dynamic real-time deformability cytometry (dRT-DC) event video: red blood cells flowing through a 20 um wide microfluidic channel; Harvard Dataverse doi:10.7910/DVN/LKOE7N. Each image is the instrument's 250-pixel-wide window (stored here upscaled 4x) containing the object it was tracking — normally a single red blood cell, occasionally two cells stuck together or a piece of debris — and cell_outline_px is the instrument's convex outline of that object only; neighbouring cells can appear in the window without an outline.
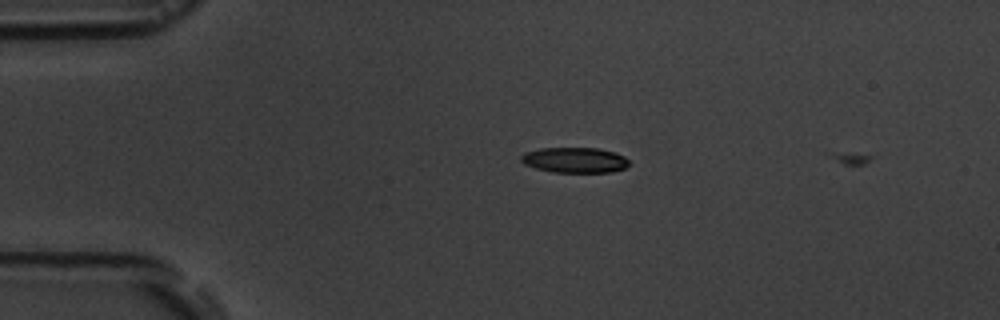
{"species": "common noctule bat (a hibernating species)", "species_latin": "Nyctalus noctula", "temperature_condition": "room temperature", "stored_images_in_passage": 2, "camera_frame_rate_fps": 3000, "um_per_image_px": 0.085, "animal": {"sex": "male", "body_mass_g": 19.5, "forearm_length_mm": 54.6}, "frame": {"image": 1, "passage_image": 1, "time_ms": 0.0, "image_size_px": [1000, 320], "cell_outline_px": [[628, 164], [624, 168], [612, 172], [552, 172], [536, 168], [524, 164], [520, 160], [520, 156], [524, 152], [540, 148], [600, 148], [616, 152], [624, 156], [628, 160]], "centroid_in_image_um": [48.84, 13.6], "position_along_channel_um": 36.2, "area_um2": 16.07}}